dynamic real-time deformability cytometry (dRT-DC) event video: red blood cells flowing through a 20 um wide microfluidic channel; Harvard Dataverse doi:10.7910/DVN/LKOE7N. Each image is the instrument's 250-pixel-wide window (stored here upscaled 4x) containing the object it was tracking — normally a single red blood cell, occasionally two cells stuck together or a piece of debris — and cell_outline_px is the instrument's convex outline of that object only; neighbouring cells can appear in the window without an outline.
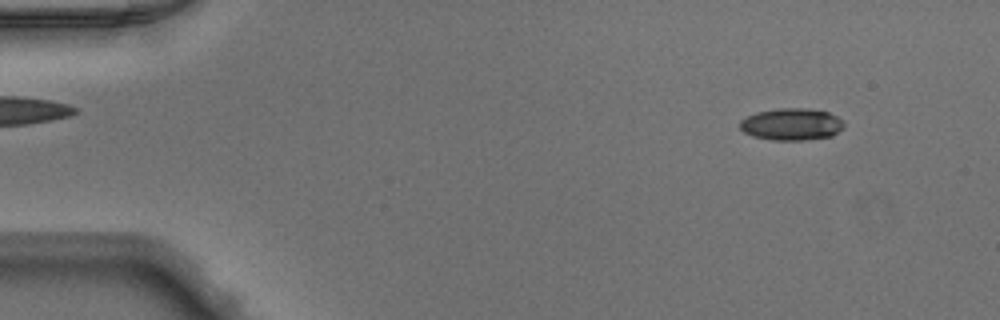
{"species": "Egyptian fruit bat (a non-hibernating species)", "species_latin": "Rousettus aegyptiacus", "temperature_condition": "warm", "stored_images_in_passage": 50, "segment_of_instrument_passage": [1, 2], "camera_frame_rate_fps": 3000, "um_per_image_px": 0.085, "animal": {"sex": "male"}, "frame": {"image": 1, "passage_image": 5, "time_ms": 1.333, "image_size_px": [1000, 320], "cell_outline_px": [[844, 128], [832, 136], [804, 140], [772, 140], [752, 136], [744, 132], [740, 128], [740, 120], [756, 112], [776, 108], [808, 108], [828, 112], [844, 120]], "centroid_in_image_um": [67.3, 10.56], "position_along_channel_um": 17.7, "area_um2": 19.59}}
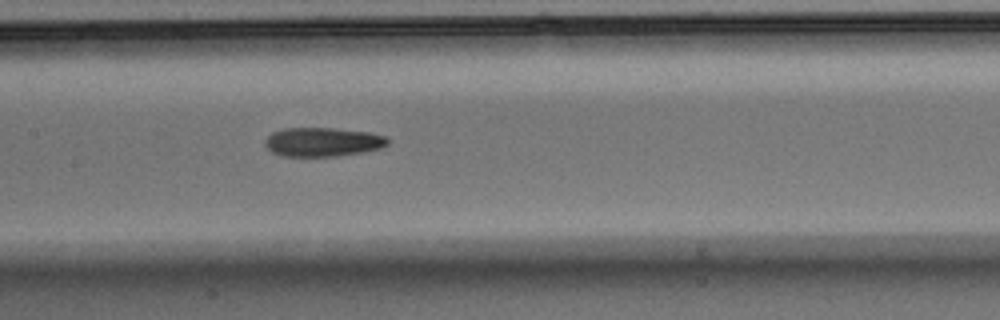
{"frame": {"image": 2, "passage_image": 24, "time_ms": 7.667, "image_size_px": [1000, 320], "cell_outline_px": [[388, 144], [380, 148], [364, 152], [336, 156], [280, 156], [272, 152], [264, 144], [264, 140], [272, 132], [288, 128], [332, 128], [368, 132], [388, 136]], "centroid_in_image_um": [27.43, 12.07], "position_along_channel_um": 180.0, "area_um2": 20.75}}
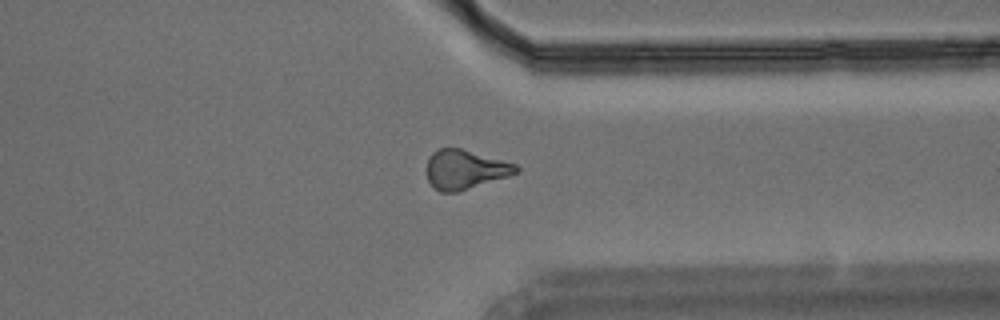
{"frame": {"image": 3, "passage_image": 38, "time_ms": 12.333, "image_size_px": [1000, 320], "cell_outline_px": [[520, 172], [508, 176], [456, 192], [440, 192], [428, 180], [428, 156], [432, 152], [440, 148], [460, 148], [516, 164], [520, 168]], "centroid_in_image_um": [39.54, 14.39], "position_along_channel_um": 371.9, "area_um2": 20.11}}